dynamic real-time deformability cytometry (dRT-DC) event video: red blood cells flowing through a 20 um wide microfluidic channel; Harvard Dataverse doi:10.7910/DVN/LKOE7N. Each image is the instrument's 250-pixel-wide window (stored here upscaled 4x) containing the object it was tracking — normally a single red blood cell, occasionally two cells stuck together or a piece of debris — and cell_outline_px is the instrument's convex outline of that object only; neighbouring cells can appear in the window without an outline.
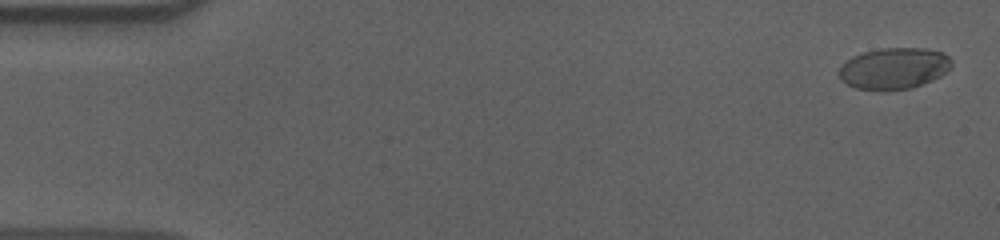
{"species": "human", "species_latin": "Homo sapiens", "temperature_condition": "cold", "stored_images_in_passage": 57, "camera_frame_rate_fps": 3000, "um_per_image_px": 0.085, "donor": {"sex": "male"}, "frame": {"image": 1, "passage_image": 2, "time_ms": 0.333, "image_size_px": [1000, 240], "cell_outline_px": [[952, 64], [948, 72], [932, 80], [912, 88], [856, 88], [848, 84], [840, 76], [840, 68], [852, 56], [864, 52], [880, 48], [924, 48], [944, 52], [952, 60]], "centroid_in_image_um": [76.07, 5.77], "position_along_channel_um": 8.9, "area_um2": 26.53}}
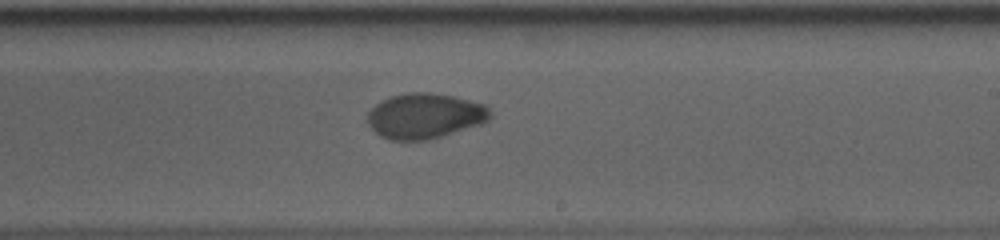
{"frame": {"image": 2, "passage_image": 34, "time_ms": 11.0, "image_size_px": [1000, 240], "cell_outline_px": [[492, 116], [488, 120], [480, 124], [428, 140], [392, 140], [380, 136], [368, 124], [368, 112], [380, 100], [392, 96], [408, 92], [428, 92], [452, 96], [484, 104], [492, 112]], "centroid_in_image_um": [36.1, 9.85], "position_along_channel_um": 252.9, "area_um2": 32.19}}
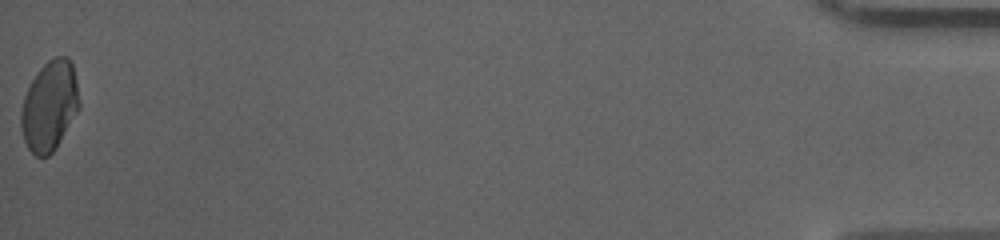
{"frame": {"image": 3, "passage_image": 57, "time_ms": 18.667, "image_size_px": [1000, 240], "cell_outline_px": [[80, 108], [56, 148], [48, 156], [36, 156], [28, 148], [24, 140], [20, 128], [20, 112], [24, 96], [36, 72], [48, 60], [56, 56], [68, 56], [72, 64], [76, 80], [80, 100]], "centroid_in_image_um": [4.21, 9.0], "position_along_channel_um": 431.0, "area_um2": 30.69}, "authors_computed_cell_mechanics": {"area_um2": 30.6918, "velocity_mm_per_s": 3.6294, "shape_relaxation_time_tau1_ms": 10.576, "shape_relaxation_time_tau2_ms": 1.3435, "deformation_change_tau1": 0.2062, "deformation_change_tau2": 0.0382}}